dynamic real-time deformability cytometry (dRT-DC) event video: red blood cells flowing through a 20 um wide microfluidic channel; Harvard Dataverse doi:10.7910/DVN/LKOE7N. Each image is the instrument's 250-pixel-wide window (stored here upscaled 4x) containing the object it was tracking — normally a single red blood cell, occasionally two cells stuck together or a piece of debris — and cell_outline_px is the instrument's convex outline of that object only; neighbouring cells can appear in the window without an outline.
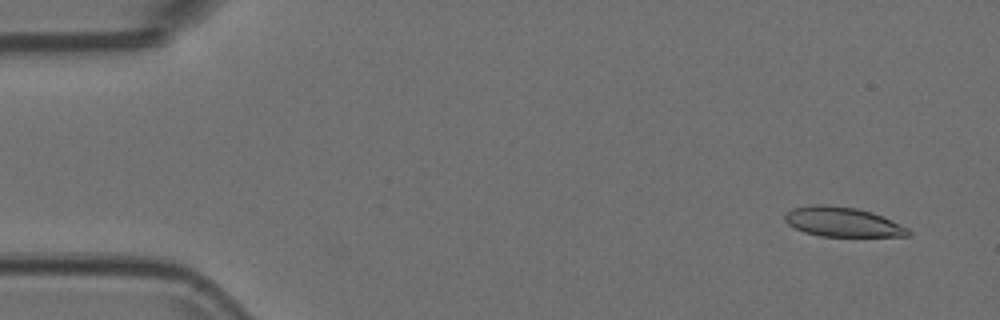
{"species": "Egyptian fruit bat (a non-hibernating species)", "species_latin": "Rousettus aegyptiacus", "temperature_condition": "room temperature", "stored_images_in_passage": 55, "camera_frame_rate_fps": 3000, "um_per_image_px": 0.085, "animal": {"sex": "female"}, "frame": {"image": 1, "passage_image": 4, "time_ms": 1.0, "image_size_px": [1000, 320], "cell_outline_px": [[912, 232], [908, 236], [820, 236], [804, 232], [788, 224], [784, 220], [784, 216], [792, 208], [812, 204], [824, 204], [856, 208], [872, 212], [908, 228]], "centroid_in_image_um": [71.59, 18.86], "position_along_channel_um": 13.4, "area_um2": 21.15}}
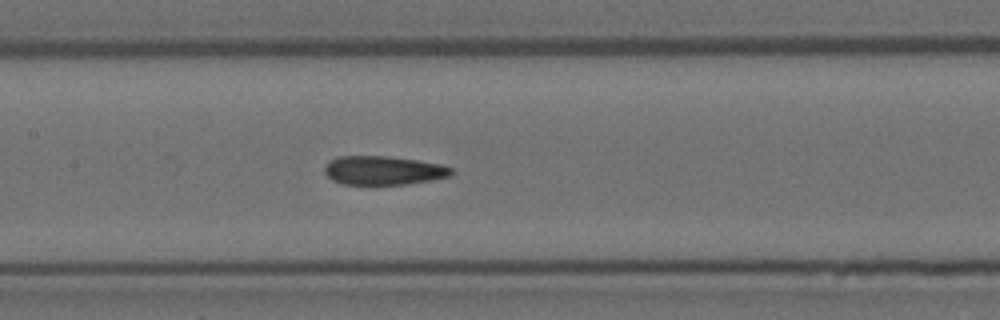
{"frame": {"image": 2, "passage_image": 26, "time_ms": 8.333, "image_size_px": [1000, 320], "cell_outline_px": [[452, 172], [448, 176], [432, 180], [408, 184], [340, 184], [332, 180], [324, 172], [324, 164], [328, 160], [340, 156], [384, 156], [416, 160], [440, 164], [452, 168]], "centroid_in_image_um": [32.52, 14.48], "position_along_channel_um": 174.9, "area_um2": 21.27}}
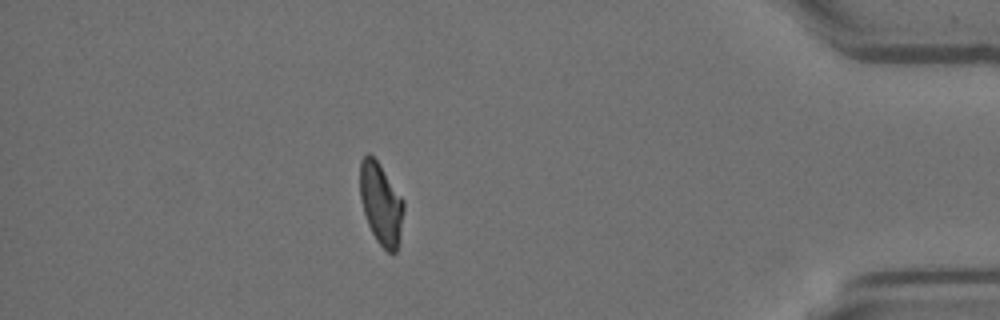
{"frame": {"image": 3, "passage_image": 48, "time_ms": 15.667, "image_size_px": [1000, 320], "cell_outline_px": [[404, 208], [400, 240], [396, 252], [388, 252], [376, 240], [368, 224], [364, 212], [360, 196], [360, 160], [368, 152], [376, 160], [404, 200]], "centroid_in_image_um": [32.39, 17.33], "position_along_channel_um": 402.8, "area_um2": 20.63}}